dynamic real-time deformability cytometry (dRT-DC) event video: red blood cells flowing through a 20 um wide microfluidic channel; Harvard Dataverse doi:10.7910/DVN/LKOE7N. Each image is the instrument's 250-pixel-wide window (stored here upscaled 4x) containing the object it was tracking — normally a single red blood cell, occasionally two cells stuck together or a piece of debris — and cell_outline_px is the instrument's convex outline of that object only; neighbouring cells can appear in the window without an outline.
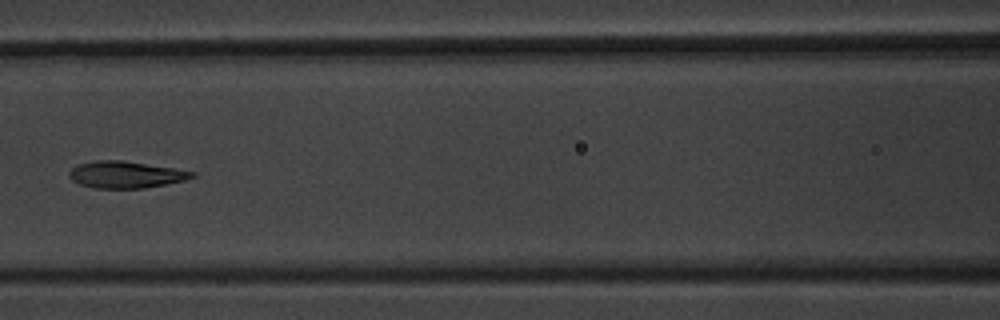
{"species": "common noctule bat (a hibernating species)", "species_latin": "Nyctalus noctula", "temperature_condition": "warm", "stored_images_in_passage": 7, "camera_frame_rate_fps": 3000, "um_per_image_px": 0.085, "animal": {"sex": "male", "body_mass_g": 20.1, "forearm_length_mm": 53.5}, "frame": {"image": 1, "passage_image": 6, "time_ms": 6.333, "image_size_px": [1000, 320], "cell_outline_px": [[196, 176], [184, 180], [168, 184], [144, 188], [92, 188], [80, 184], [72, 180], [68, 176], [68, 172], [76, 164], [96, 160], [124, 160], [176, 168], [196, 172]], "centroid_in_image_um": [10.69, 14.83], "position_along_channel_um": 155.9, "area_um2": 19.48}}
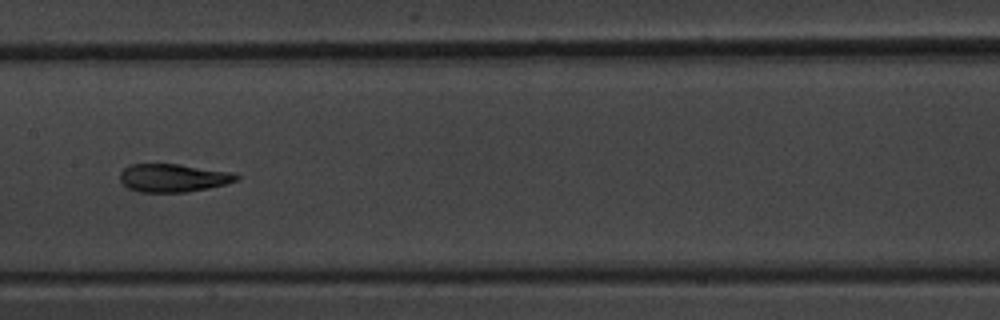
{"frame": {"image": 2, "passage_image": 7, "time_ms": 7.333, "image_size_px": [1000, 320], "cell_outline_px": [[240, 176], [236, 180], [224, 184], [208, 188], [188, 192], [140, 192], [128, 188], [120, 180], [120, 172], [128, 164], [180, 164], [228, 172]], "centroid_in_image_um": [14.66, 15.12], "position_along_channel_um": 192.7, "area_um2": 18.9}}